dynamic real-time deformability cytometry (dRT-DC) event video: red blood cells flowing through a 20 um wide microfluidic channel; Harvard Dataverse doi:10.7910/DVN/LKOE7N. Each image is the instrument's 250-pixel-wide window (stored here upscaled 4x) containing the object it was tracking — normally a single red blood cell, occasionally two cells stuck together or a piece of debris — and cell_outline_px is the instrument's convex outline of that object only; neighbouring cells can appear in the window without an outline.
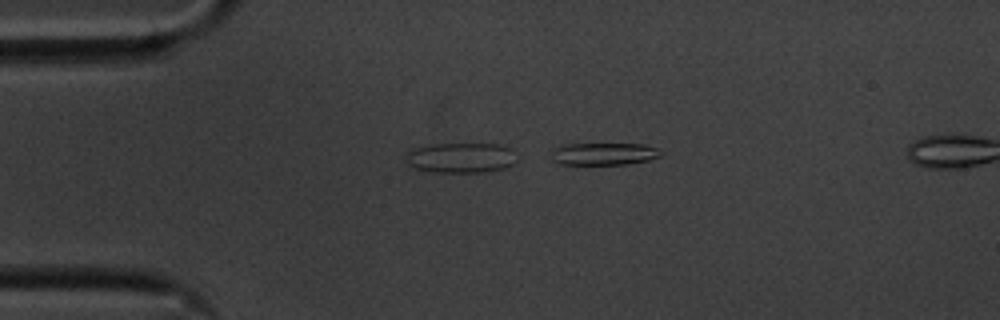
{"species": "common noctule bat (a hibernating species)", "species_latin": "Nyctalus noctula", "temperature_condition": "cold", "stored_images_in_passage": 12, "camera_frame_rate_fps": 3000, "um_per_image_px": 0.085, "animal": {"sex": "male", "body_mass_g": 20.1, "forearm_length_mm": 53.5}, "frame": {"image": 1, "passage_image": 12, "time_ms": 3.667, "image_size_px": [1000, 320], "cell_outline_px": [[664, 152], [660, 156], [648, 160], [628, 164], [560, 164], [552, 160], [552, 148], [564, 144], [644, 144], [656, 148]], "centroid_in_image_um": [51.32, 13.07], "position_along_channel_um": 33.7, "area_um2": 14.28}}